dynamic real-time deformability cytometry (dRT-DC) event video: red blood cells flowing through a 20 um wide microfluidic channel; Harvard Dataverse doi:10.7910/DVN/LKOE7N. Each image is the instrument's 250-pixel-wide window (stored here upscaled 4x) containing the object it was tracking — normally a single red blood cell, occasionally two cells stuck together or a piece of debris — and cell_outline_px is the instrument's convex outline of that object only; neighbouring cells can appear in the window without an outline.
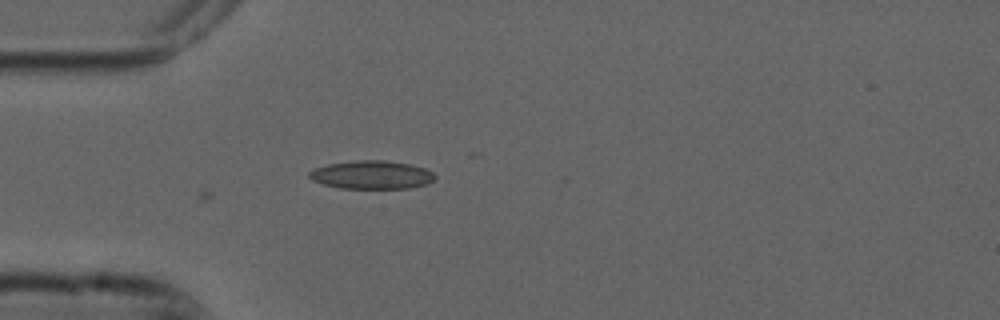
{"species": "common noctule bat (a hibernating species)", "species_latin": "Nyctalus noctula", "temperature_condition": "cold", "stored_images_in_passage": 22, "camera_frame_rate_fps": 3000, "um_per_image_px": 0.085, "animal": {"sex": "male", "forearm_length_mm": 52.5}, "frame": {"image": 1, "passage_image": 22, "time_ms": 7.0, "image_size_px": [1000, 320], "cell_outline_px": [[436, 176], [428, 184], [408, 188], [340, 188], [324, 184], [312, 180], [308, 176], [308, 172], [316, 168], [328, 164], [356, 160], [384, 160], [408, 164], [424, 168], [432, 172]], "centroid_in_image_um": [31.58, 14.86], "position_along_channel_um": 53.4, "area_um2": 20.58}}